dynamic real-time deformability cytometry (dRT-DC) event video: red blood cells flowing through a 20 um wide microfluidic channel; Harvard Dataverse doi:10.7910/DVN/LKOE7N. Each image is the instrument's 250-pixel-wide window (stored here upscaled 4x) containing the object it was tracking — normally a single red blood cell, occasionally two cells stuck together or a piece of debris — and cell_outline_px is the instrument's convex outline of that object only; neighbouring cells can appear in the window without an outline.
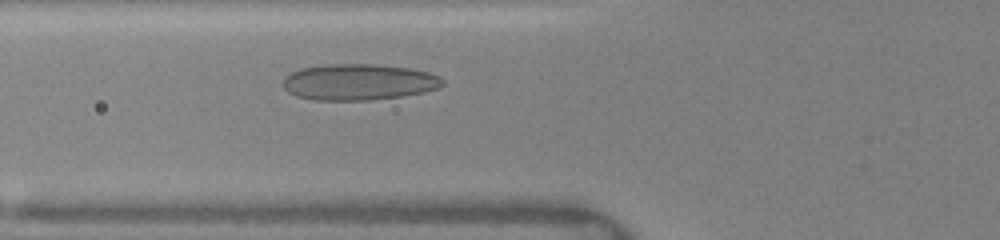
{"species": "human", "species_latin": "Homo sapiens", "temperature_condition": "warm", "stored_images_in_passage": 5, "camera_frame_rate_fps": 3000, "um_per_image_px": 0.085, "donor": {"sex": "female"}, "frame": {"image": 1, "passage_image": 5, "time_ms": 2.333, "image_size_px": [1000, 240], "cell_outline_px": [[444, 84], [436, 88], [424, 92], [400, 96], [368, 100], [316, 100], [296, 96], [288, 92], [284, 88], [284, 76], [300, 68], [328, 64], [372, 64], [408, 68], [428, 72], [440, 76], [444, 80]], "centroid_in_image_um": [30.47, 6.97], "position_along_channel_um": 95.3, "area_um2": 33.52}}